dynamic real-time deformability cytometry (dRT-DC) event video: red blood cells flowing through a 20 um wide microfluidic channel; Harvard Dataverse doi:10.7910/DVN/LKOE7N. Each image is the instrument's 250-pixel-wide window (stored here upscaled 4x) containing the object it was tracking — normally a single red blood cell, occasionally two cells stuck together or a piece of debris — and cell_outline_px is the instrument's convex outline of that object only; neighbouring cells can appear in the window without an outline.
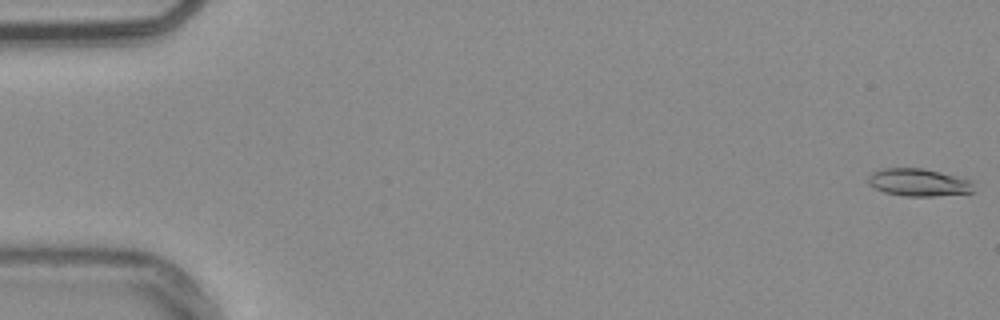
{"species": "common noctule bat (a hibernating species)", "species_latin": "Nyctalus noctula", "temperature_condition": "warm", "stored_images_in_passage": 54, "camera_frame_rate_fps": 3000, "um_per_image_px": 0.085, "animal": {"sex": "male", "body_mass_g": 20.4}, "frame": {"image": 1, "passage_image": 1, "time_ms": 0.0, "image_size_px": [1000, 320], "cell_outline_px": [[972, 192], [932, 196], [904, 196], [884, 192], [868, 184], [868, 176], [872, 172], [884, 168], [924, 168], [972, 180]], "centroid_in_image_um": [78.05, 15.5], "position_along_channel_um": 7.0, "area_um2": 16.82}}
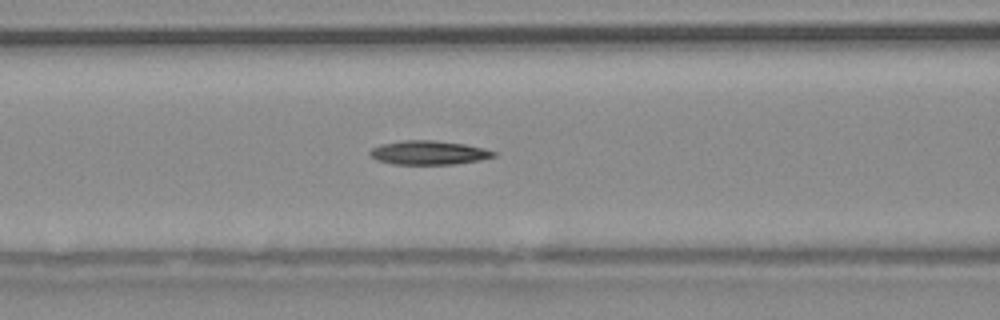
{"frame": {"image": 2, "passage_image": 23, "time_ms": 7.333, "image_size_px": [1000, 320], "cell_outline_px": [[496, 156], [480, 160], [456, 164], [392, 164], [376, 160], [368, 152], [372, 148], [380, 144], [404, 140], [436, 140], [464, 144], [484, 148], [496, 152]], "centroid_in_image_um": [36.44, 12.97], "position_along_channel_um": 130.2, "area_um2": 17.34}}
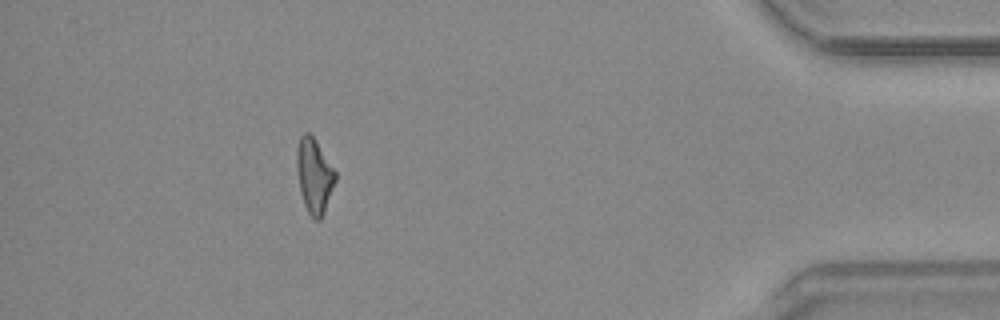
{"frame": {"image": 3, "passage_image": 49, "time_ms": 16.0, "image_size_px": [1000, 320], "cell_outline_px": [[336, 180], [324, 212], [320, 220], [312, 220], [304, 204], [300, 192], [296, 168], [296, 148], [300, 136], [304, 132], [308, 132], [312, 136], [336, 172]], "centroid_in_image_um": [26.68, 14.96], "position_along_channel_um": 408.5, "area_um2": 16.76}, "authors_computed_cell_mechanics": {"area_um2": 16.9354, "velocity_mm_per_s": 3.8015, "shape_relaxation_time_tau1_ms": 10.6565, "shape_relaxation_time_tau2_ms": null, "deformation_change_tau1": 0.2872, "deformation_change_tau2": null}}